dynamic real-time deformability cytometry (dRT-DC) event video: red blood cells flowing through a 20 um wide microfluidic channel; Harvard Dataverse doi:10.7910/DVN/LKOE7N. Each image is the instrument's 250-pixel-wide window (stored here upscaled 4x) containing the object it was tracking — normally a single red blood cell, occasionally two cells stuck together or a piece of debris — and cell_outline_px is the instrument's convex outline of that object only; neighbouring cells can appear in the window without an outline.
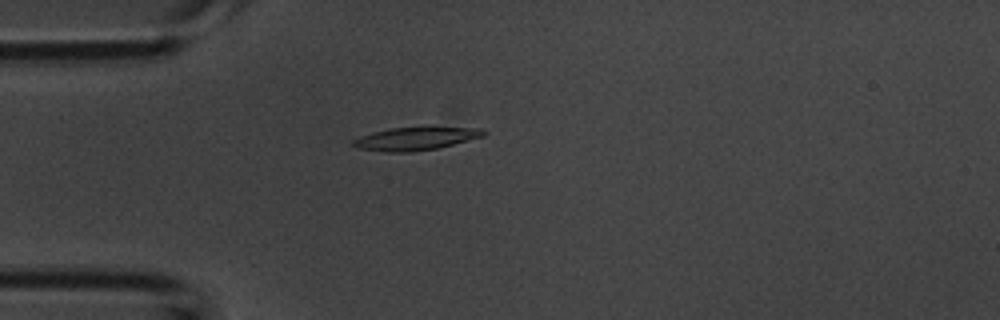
{"species": "common noctule bat (a hibernating species)", "species_latin": "Nyctalus noctula", "temperature_condition": "room temperature", "stored_images_in_passage": 42, "camera_frame_rate_fps": 3000, "um_per_image_px": 0.085, "animal": {"sex": "male", "body_mass_g": 20.1, "forearm_length_mm": 53.5}, "frame": {"image": 1, "passage_image": 3, "time_ms": 0.667, "image_size_px": [1000, 320], "cell_outline_px": [[488, 132], [484, 136], [436, 148], [408, 152], [384, 152], [356, 148], [348, 144], [352, 140], [360, 136], [372, 132], [392, 128], [484, 128]], "centroid_in_image_um": [35.24, 11.8], "position_along_channel_um": 49.8, "area_um2": 17.28}}
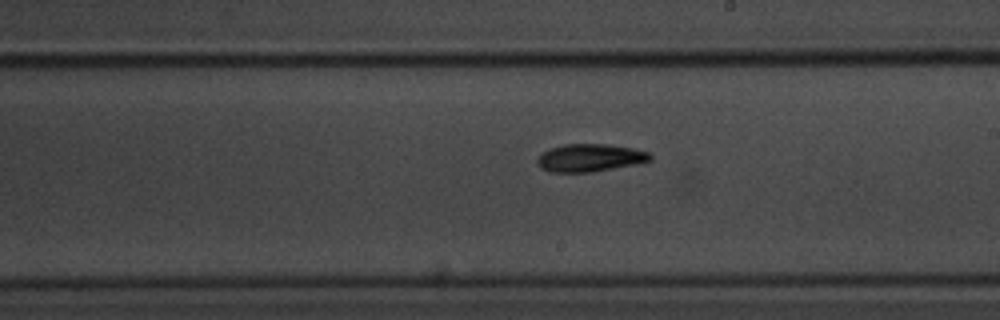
{"frame": {"image": 2, "passage_image": 19, "time_ms": 6.0, "image_size_px": [1000, 320], "cell_outline_px": [[652, 160], [636, 164], [592, 172], [548, 172], [540, 168], [536, 160], [544, 152], [552, 148], [564, 144], [608, 144], [636, 148], [648, 152], [652, 156]], "centroid_in_image_um": [50.17, 13.41], "position_along_channel_um": 238.8, "area_um2": 18.26}}
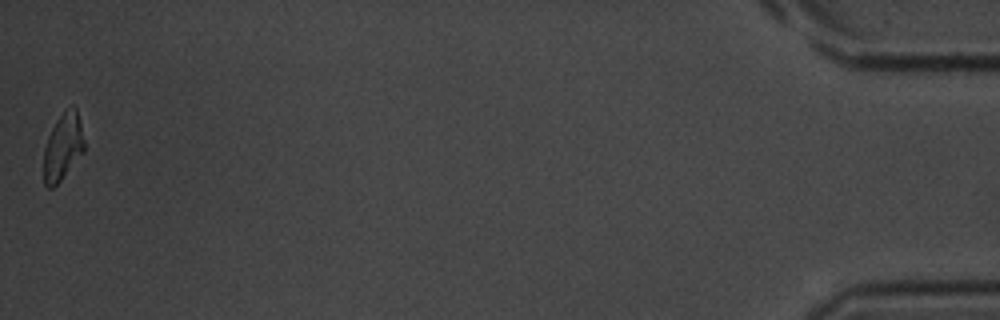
{"frame": {"image": 3, "passage_image": 42, "time_ms": 13.667, "image_size_px": [1000, 320], "cell_outline_px": [[84, 152], [60, 180], [52, 188], [48, 188], [44, 184], [44, 148], [48, 136], [56, 120], [64, 108], [72, 104], [76, 108], [84, 140]], "centroid_in_image_um": [5.34, 12.44], "position_along_channel_um": 429.9, "area_um2": 15.78}, "authors_computed_cell_mechanics": {"area_um2": 17.3978, "velocity_mm_per_s": 3.744, "shape_relaxation_time_tau1_ms": 4.7835, "shape_relaxation_time_tau2_ms": null, "deformation_change_tau1": 0.1425, "deformation_change_tau2": null}}